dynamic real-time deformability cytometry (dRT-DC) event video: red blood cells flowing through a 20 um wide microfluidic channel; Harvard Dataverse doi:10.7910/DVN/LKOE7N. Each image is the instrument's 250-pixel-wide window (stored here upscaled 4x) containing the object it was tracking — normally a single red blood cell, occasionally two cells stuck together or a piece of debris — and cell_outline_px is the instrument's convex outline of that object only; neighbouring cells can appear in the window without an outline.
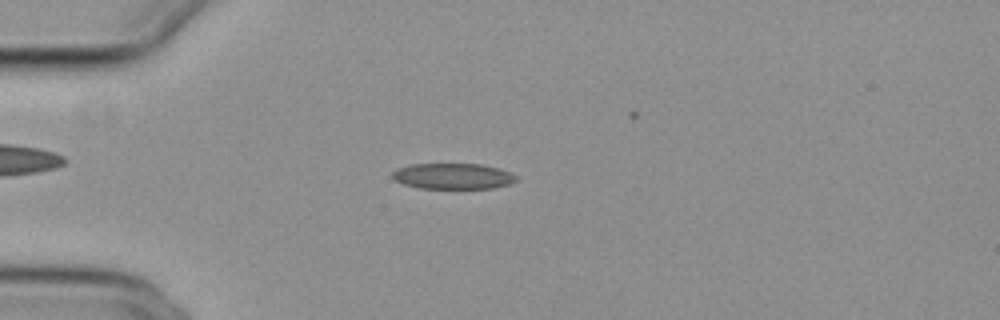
{"species": "common noctule bat (a hibernating species)", "species_latin": "Nyctalus noctula", "temperature_condition": "cold", "stored_images_in_passage": 18, "camera_frame_rate_fps": 3000, "um_per_image_px": 0.085, "animal": {"sex": "female", "body_mass_g": 29.2, "forearm_length_mm": 56.3}, "frame": {"image": 1, "passage_image": 9, "time_ms": 2.667, "image_size_px": [1000, 320], "cell_outline_px": [[516, 180], [508, 184], [492, 188], [420, 188], [404, 184], [396, 180], [392, 176], [392, 172], [396, 168], [412, 164], [480, 164], [500, 168], [516, 176]], "centroid_in_image_um": [38.48, 14.96], "position_along_channel_um": 46.5, "area_um2": 18.44}}
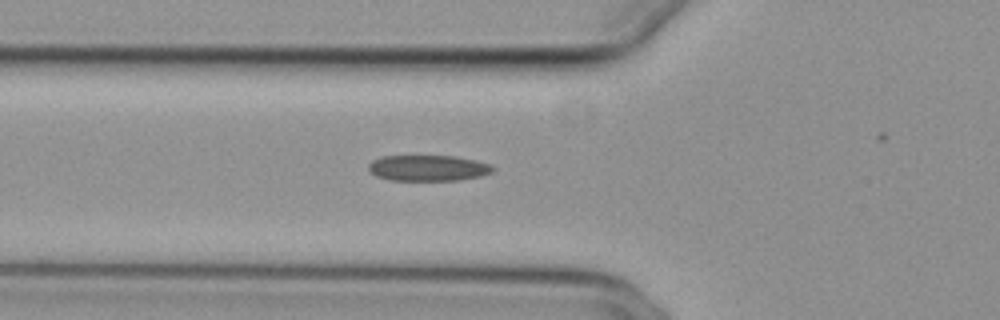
{"frame": {"image": 2, "passage_image": 14, "time_ms": 4.333, "image_size_px": [1000, 320], "cell_outline_px": [[496, 168], [492, 172], [480, 176], [460, 180], [388, 180], [376, 176], [368, 168], [368, 164], [372, 160], [384, 156], [456, 156], [476, 160], [488, 164]], "centroid_in_image_um": [36.39, 14.28], "position_along_channel_um": 89.4, "area_um2": 18.73}}
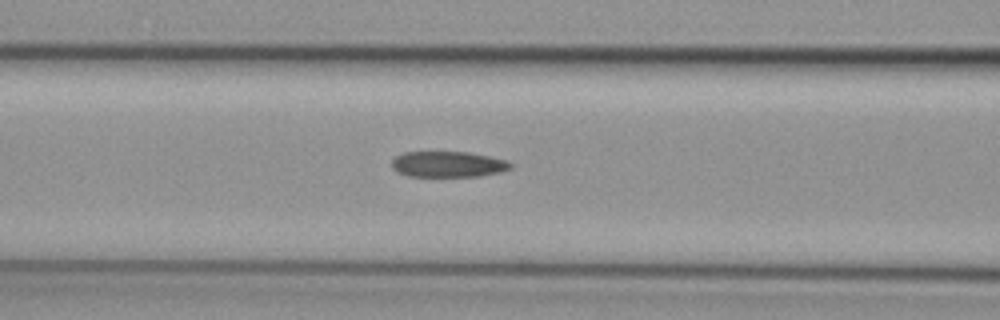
{"frame": {"image": 3, "passage_image": 17, "time_ms": 5.333, "image_size_px": [1000, 320], "cell_outline_px": [[512, 168], [500, 172], [480, 176], [408, 176], [396, 172], [392, 168], [392, 160], [396, 156], [404, 152], [468, 152], [508, 160], [512, 164]], "centroid_in_image_um": [38.08, 13.96], "position_along_channel_um": 128.5, "area_um2": 17.92}}